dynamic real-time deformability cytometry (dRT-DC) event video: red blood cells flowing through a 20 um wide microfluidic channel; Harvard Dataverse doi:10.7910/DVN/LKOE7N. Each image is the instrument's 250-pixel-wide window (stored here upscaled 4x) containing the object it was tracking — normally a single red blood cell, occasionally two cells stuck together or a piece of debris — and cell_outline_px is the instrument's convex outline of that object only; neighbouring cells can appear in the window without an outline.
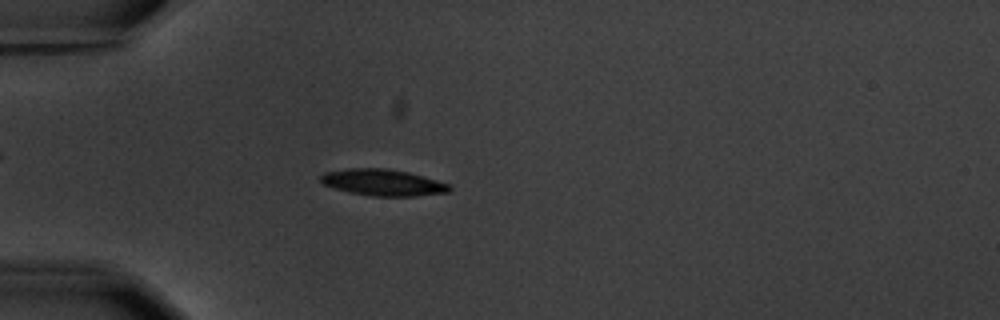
{"species": "common noctule bat (a hibernating species)", "species_latin": "Nyctalus noctula", "temperature_condition": "warm", "stored_images_in_passage": 5, "camera_frame_rate_fps": 3000, "um_per_image_px": 0.085, "animal": {"sex": "male", "body_mass_g": 20.1, "forearm_length_mm": 53.5}, "frame": {"image": 1, "passage_image": 4, "time_ms": 3.667, "image_size_px": [1000, 320], "cell_outline_px": [[452, 188], [448, 192], [416, 196], [372, 196], [348, 192], [324, 184], [320, 180], [320, 176], [324, 172], [348, 168], [384, 168], [408, 172], [424, 176], [448, 184]], "centroid_in_image_um": [32.54, 15.51], "position_along_channel_um": 52.5, "area_um2": 19.77}}